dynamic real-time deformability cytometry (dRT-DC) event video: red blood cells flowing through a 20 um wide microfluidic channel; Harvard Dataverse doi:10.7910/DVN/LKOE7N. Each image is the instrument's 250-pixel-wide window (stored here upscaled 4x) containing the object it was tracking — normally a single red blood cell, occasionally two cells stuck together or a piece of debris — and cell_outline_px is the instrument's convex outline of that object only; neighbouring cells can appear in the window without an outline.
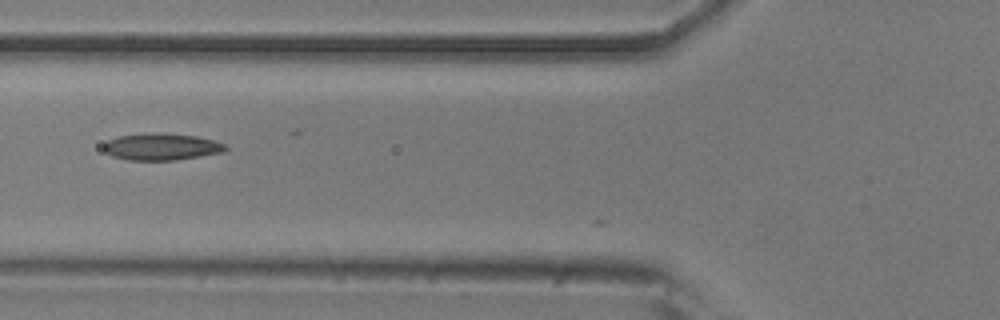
{"species": "common noctule bat (a hibernating species)", "species_latin": "Nyctalus noctula", "temperature_condition": "room temperature", "stored_images_in_passage": 6, "camera_frame_rate_fps": 3000, "um_per_image_px": 0.085, "animal": {"sex": "male", "body_mass_g": 20.5, "forearm_length_mm": 52.5}, "frame": {"image": 1, "passage_image": 4, "time_ms": 1.0, "image_size_px": [1000, 320], "cell_outline_px": [[228, 148], [220, 152], [200, 156], [176, 160], [128, 160], [112, 156], [104, 152], [104, 144], [108, 140], [120, 136], [160, 132], [164, 132], [196, 136], [212, 140], [224, 144]], "centroid_in_image_um": [13.69, 12.47], "position_along_channel_um": 112.1, "area_um2": 18.9}}